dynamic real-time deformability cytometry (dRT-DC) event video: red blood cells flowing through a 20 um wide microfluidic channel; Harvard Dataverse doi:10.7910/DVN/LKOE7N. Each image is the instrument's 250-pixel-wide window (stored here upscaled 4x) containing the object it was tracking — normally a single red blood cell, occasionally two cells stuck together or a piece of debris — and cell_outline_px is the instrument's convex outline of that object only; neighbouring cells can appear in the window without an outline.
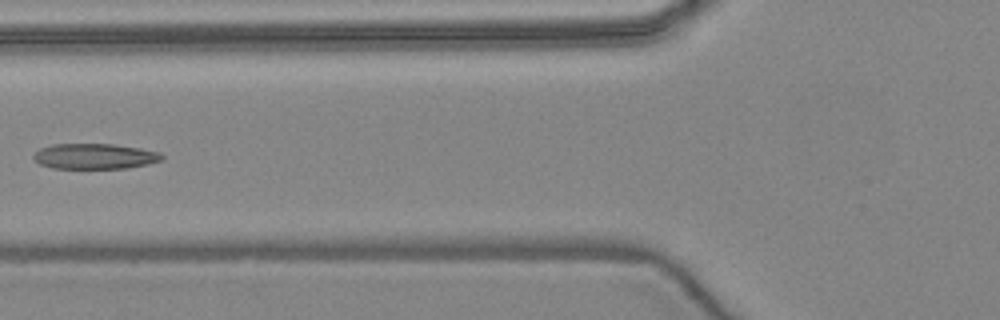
{"species": "common noctule bat (a hibernating species)", "species_latin": "Nyctalus noctula", "temperature_condition": "warm", "stored_images_in_passage": 6, "camera_frame_rate_fps": 3000, "um_per_image_px": 0.085, "animal": {"sex": "female", "body_mass_g": 24.6, "forearm_length_mm": 56.2}, "frame": {"image": 1, "passage_image": 5, "time_ms": 5.667, "image_size_px": [1000, 320], "cell_outline_px": [[164, 156], [160, 160], [148, 164], [128, 168], [52, 168], [40, 164], [32, 156], [40, 148], [52, 144], [112, 144], [140, 148], [160, 152]], "centroid_in_image_um": [8.05, 13.28], "position_along_channel_um": 117.7, "area_um2": 18.96}}
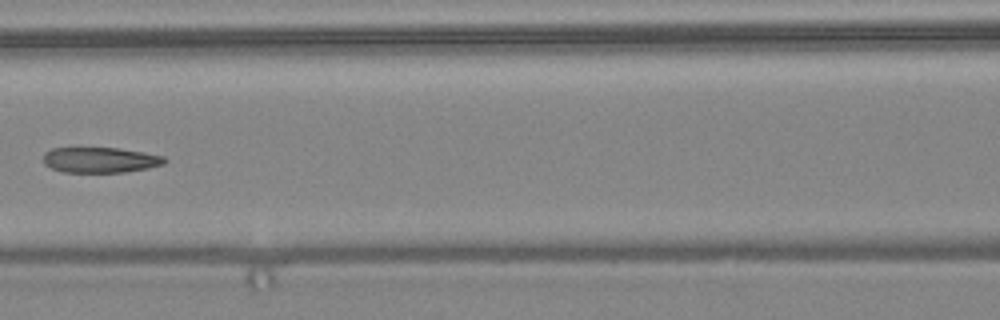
{"frame": {"image": 2, "passage_image": 6, "time_ms": 6.667, "image_size_px": [1000, 320], "cell_outline_px": [[168, 160], [164, 164], [148, 168], [124, 172], [64, 172], [52, 168], [44, 164], [44, 152], [52, 148], [120, 148], [144, 152], [164, 156]], "centroid_in_image_um": [8.54, 13.59], "position_along_channel_um": 158.1, "area_um2": 18.03}}